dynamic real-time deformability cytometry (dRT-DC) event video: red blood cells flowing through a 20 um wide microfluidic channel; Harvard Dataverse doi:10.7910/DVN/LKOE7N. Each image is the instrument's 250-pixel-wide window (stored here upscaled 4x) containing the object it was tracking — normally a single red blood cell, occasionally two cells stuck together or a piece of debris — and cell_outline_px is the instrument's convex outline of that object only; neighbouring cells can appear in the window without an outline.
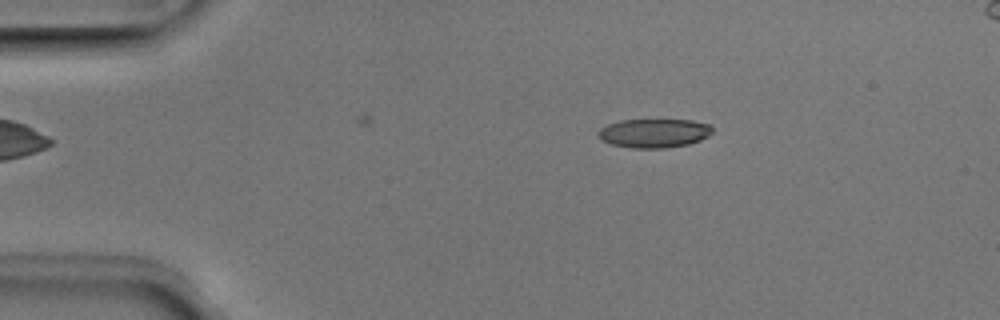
{"species": "Egyptian fruit bat (a non-hibernating species)", "species_latin": "Rousettus aegyptiacus", "temperature_condition": "room temperature", "stored_images_in_passage": 15, "camera_frame_rate_fps": 3000, "um_per_image_px": 0.085, "animal": {"sex": "male"}, "frame": {"image": 1, "passage_image": 9, "time_ms": 2.667, "image_size_px": [1000, 320], "cell_outline_px": [[712, 132], [708, 136], [700, 140], [688, 144], [664, 148], [632, 148], [612, 144], [600, 140], [596, 136], [596, 132], [600, 128], [608, 124], [620, 120], [692, 120], [712, 124]], "centroid_in_image_um": [55.57, 11.31], "position_along_channel_um": 29.4, "area_um2": 19.42}}